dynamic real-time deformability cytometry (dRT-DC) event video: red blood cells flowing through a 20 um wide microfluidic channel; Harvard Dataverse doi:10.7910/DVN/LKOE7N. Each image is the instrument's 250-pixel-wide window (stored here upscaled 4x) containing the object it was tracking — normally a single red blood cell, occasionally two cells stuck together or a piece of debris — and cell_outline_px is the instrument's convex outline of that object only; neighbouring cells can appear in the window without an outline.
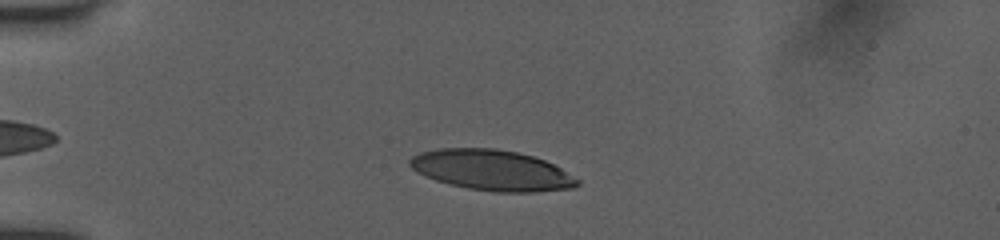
{"species": "human", "species_latin": "Homo sapiens", "temperature_condition": "room temperature", "stored_images_in_passage": 56, "camera_frame_rate_fps": 3000, "um_per_image_px": 0.085, "donor": {"sex": "female"}, "frame": {"image": 1, "passage_image": 10, "time_ms": 3.333, "image_size_px": [1000, 240], "cell_outline_px": [[580, 184], [572, 188], [532, 192], [496, 192], [468, 188], [436, 180], [416, 172], [408, 164], [408, 160], [412, 156], [420, 152], [436, 148], [496, 148], [516, 152], [532, 156], [544, 160], [560, 168], [580, 180]], "centroid_in_image_um": [41.78, 14.46], "position_along_channel_um": 43.2, "area_um2": 39.48}}
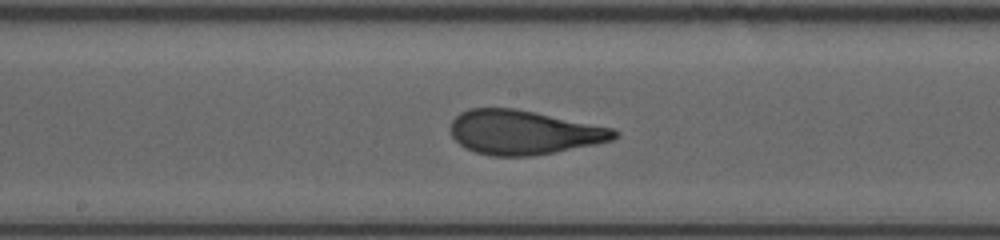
{"frame": {"image": 2, "passage_image": 31, "time_ms": 8.333, "image_size_px": [1000, 240], "cell_outline_px": [[620, 136], [612, 140], [596, 144], [532, 156], [492, 156], [476, 152], [464, 148], [452, 136], [452, 120], [460, 112], [468, 108], [516, 108], [612, 128], [620, 132]], "centroid_in_image_um": [44.51, 11.25], "position_along_channel_um": 203.7, "area_um2": 42.08}}
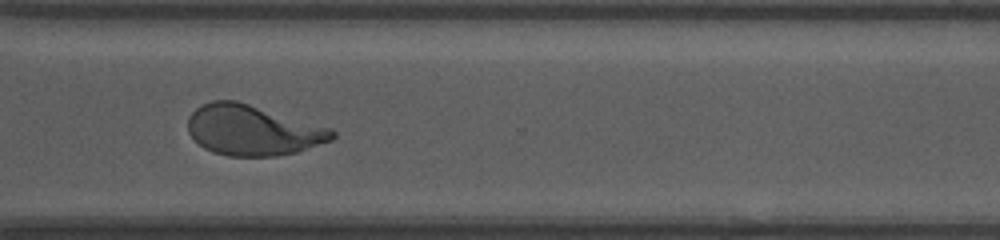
{"frame": {"image": 3, "passage_image": 55, "time_ms": 12.0, "image_size_px": [1000, 240], "cell_outline_px": [[336, 136], [332, 140], [296, 152], [276, 156], [228, 156], [212, 152], [204, 148], [188, 132], [188, 116], [200, 104], [212, 100], [236, 100], [328, 128], [336, 132]], "centroid_in_image_um": [21.43, 11.07], "position_along_channel_um": 349.2, "area_um2": 41.96}}